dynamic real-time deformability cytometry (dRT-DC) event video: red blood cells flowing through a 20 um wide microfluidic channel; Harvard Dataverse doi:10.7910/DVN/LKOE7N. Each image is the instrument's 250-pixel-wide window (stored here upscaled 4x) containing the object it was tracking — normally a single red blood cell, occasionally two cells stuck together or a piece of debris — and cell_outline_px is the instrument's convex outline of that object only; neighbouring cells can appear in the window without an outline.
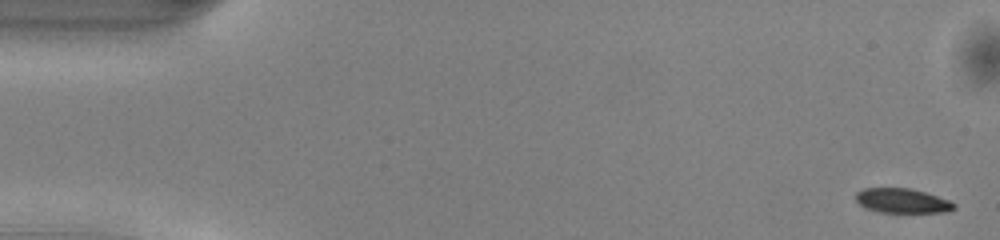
{"species": "common noctule bat (a hibernating species)", "species_latin": "Nyctalus noctula", "temperature_condition": "warm", "stored_images_in_passage": 50, "camera_frame_rate_fps": 3000, "um_per_image_px": 0.085, "animal": {"sex": "male", "body_mass_g": 13.0, "forearm_length_mm": 53.1}, "frame": {"image": 1, "passage_image": 1, "time_ms": 0.0, "image_size_px": [1000, 240], "cell_outline_px": [[956, 208], [948, 212], [880, 212], [868, 208], [860, 204], [852, 196], [856, 192], [864, 188], [912, 188], [948, 200], [956, 204]], "centroid_in_image_um": [76.67, 17.06], "position_along_channel_um": 8.3, "area_um2": 14.05}}
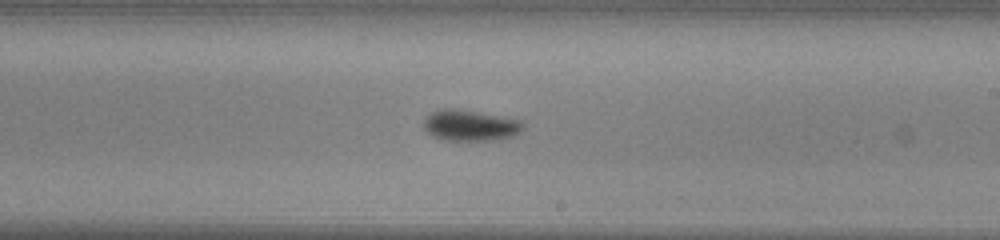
{"frame": {"image": 2, "passage_image": 29, "time_ms": 9.333, "image_size_px": [1000, 240], "cell_outline_px": [[524, 128], [516, 136], [496, 140], [444, 140], [432, 136], [424, 128], [424, 120], [432, 112], [444, 108], [452, 108], [524, 120]], "centroid_in_image_um": [40.02, 10.67], "position_along_channel_um": 249.0, "area_um2": 17.98}}
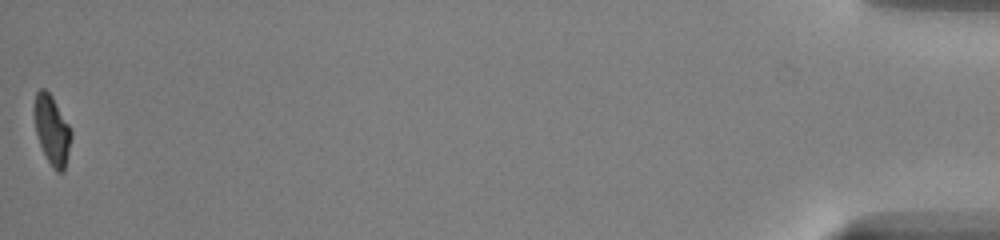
{"frame": {"image": 3, "passage_image": 50, "time_ms": 16.333, "image_size_px": [1000, 240], "cell_outline_px": [[72, 136], [64, 172], [56, 172], [52, 168], [40, 144], [36, 132], [32, 112], [32, 108], [36, 92], [40, 88], [44, 88], [52, 96], [68, 124], [72, 132]], "centroid_in_image_um": [4.39, 11.03], "position_along_channel_um": 430.8, "area_um2": 15.03}, "authors_computed_cell_mechanics": {"area_um2": 16.5019, "velocity_mm_per_s": 4.0775, "shape_relaxation_time_tau1_ms": 2.5414, "shape_relaxation_time_tau2_ms": null, "deformation_change_tau1": 0.1201, "deformation_change_tau2": null}}